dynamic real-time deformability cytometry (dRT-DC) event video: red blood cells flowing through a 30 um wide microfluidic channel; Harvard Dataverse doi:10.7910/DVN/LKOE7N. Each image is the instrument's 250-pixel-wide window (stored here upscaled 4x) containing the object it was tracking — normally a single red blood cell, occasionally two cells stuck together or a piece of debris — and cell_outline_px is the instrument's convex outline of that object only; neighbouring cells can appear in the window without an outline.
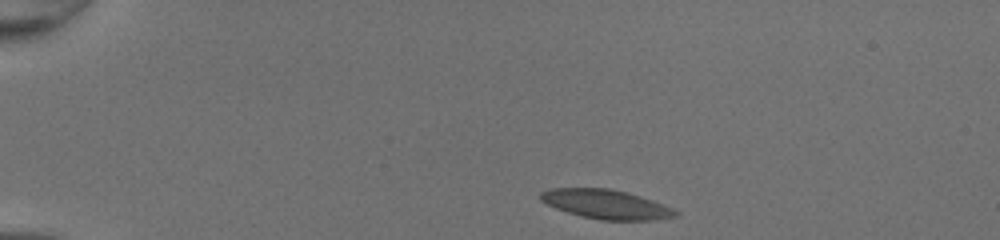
{"species": "common noctule bat (a hibernating species)", "species_latin": "Nyctalus noctula", "temperature_condition": "room temperature", "stored_images_in_passage": 41, "camera_frame_rate_fps": 3000, "um_per_image_px": 0.085, "animal": {"sex": "female", "body_mass_g": 20.0, "forearm_length_mm": 54.0}, "frame": {"image": 1, "passage_image": 1, "time_ms": 0.0, "image_size_px": [1000, 240], "cell_outline_px": [[680, 212], [676, 216], [652, 220], [600, 220], [580, 216], [556, 208], [540, 200], [540, 192], [548, 188], [608, 188], [628, 192], [664, 204]], "centroid_in_image_um": [51.51, 17.36], "position_along_channel_um": 33.5, "area_um2": 23.0}}
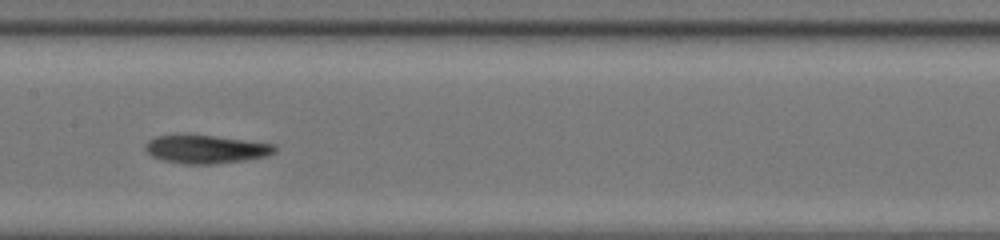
{"frame": {"image": 2, "passage_image": 18, "time_ms": 5.667, "image_size_px": [1000, 240], "cell_outline_px": [[276, 152], [268, 156], [244, 160], [216, 164], [184, 164], [164, 160], [152, 156], [144, 148], [144, 144], [148, 140], [156, 136], [180, 132], [184, 132], [216, 136], [276, 144]], "centroid_in_image_um": [17.47, 12.64], "position_along_channel_um": 189.9, "area_um2": 22.08}}
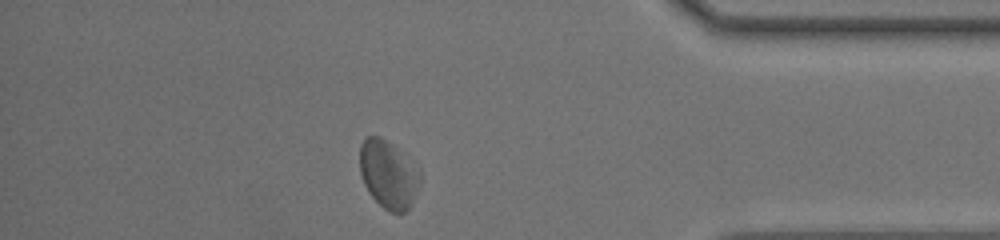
{"frame": {"image": 3, "passage_image": 35, "time_ms": 11.333, "image_size_px": [1000, 240], "cell_outline_px": [[420, 184], [412, 204], [404, 212], [392, 212], [384, 208], [368, 192], [364, 184], [360, 172], [360, 144], [364, 136], [380, 136], [420, 172]], "centroid_in_image_um": [32.97, 14.85], "position_along_channel_um": 402.2, "area_um2": 23.18}, "authors_computed_cell_mechanics": {"area_um2": 22.4264, "velocity_mm_per_s": 4.1959, "shape_relaxation_time_tau1_ms": 3.8949, "shape_relaxation_time_tau2_ms": 2.0119, "deformation_change_tau1": 0.1032, "deformation_change_tau2": 0.089}}